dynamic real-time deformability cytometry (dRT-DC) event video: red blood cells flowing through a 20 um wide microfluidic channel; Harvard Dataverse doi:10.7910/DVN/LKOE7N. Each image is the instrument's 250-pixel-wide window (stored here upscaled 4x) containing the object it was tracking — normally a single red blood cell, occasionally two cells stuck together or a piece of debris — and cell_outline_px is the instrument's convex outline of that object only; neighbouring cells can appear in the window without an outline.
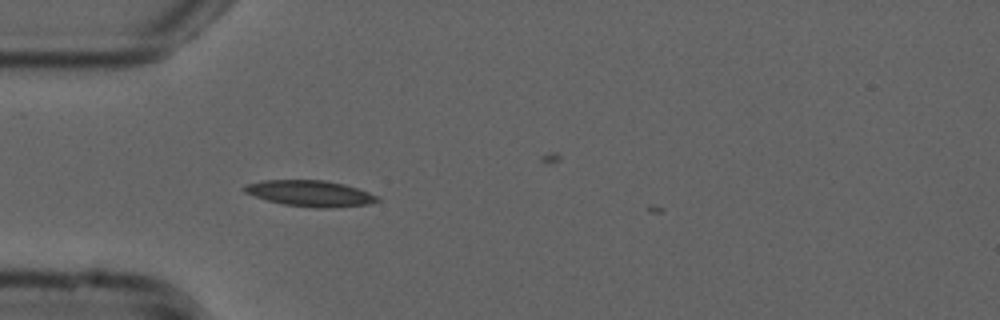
{"species": "common noctule bat (a hibernating species)", "species_latin": "Nyctalus noctula", "temperature_condition": "cold", "stored_images_in_passage": 23, "camera_frame_rate_fps": 3000, "um_per_image_px": 0.085, "animal": {"sex": "male", "forearm_length_mm": 52.5}, "frame": {"image": 1, "passage_image": 1, "time_ms": 0.0, "image_size_px": [1000, 320], "cell_outline_px": [[380, 200], [368, 204], [328, 208], [316, 208], [284, 204], [268, 200], [244, 192], [240, 188], [244, 184], [264, 180], [324, 180], [344, 184], [368, 192], [376, 196]], "centroid_in_image_um": [26.31, 16.43], "position_along_channel_um": 58.7, "area_um2": 20.0}}
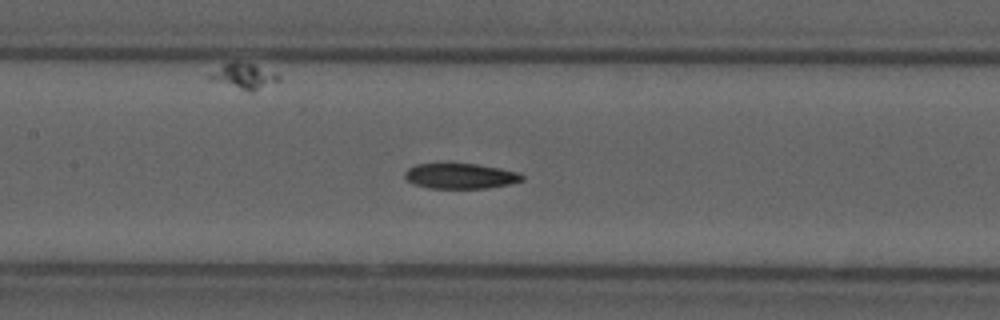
{"frame": {"image": 2, "passage_image": 10, "time_ms": 3.0, "image_size_px": [1000, 320], "cell_outline_px": [[524, 180], [508, 184], [488, 188], [432, 188], [412, 184], [404, 176], [404, 172], [408, 168], [416, 164], [476, 164], [500, 168], [520, 172], [524, 176]], "centroid_in_image_um": [39.15, 14.96], "position_along_channel_um": 168.3, "area_um2": 17.28}}
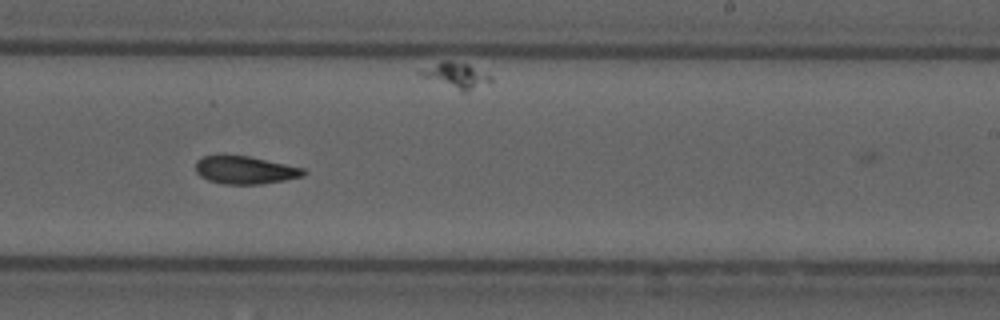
{"frame": {"image": 3, "passage_image": 18, "time_ms": 5.667, "image_size_px": [1000, 320], "cell_outline_px": [[308, 172], [304, 176], [284, 180], [260, 184], [224, 184], [208, 180], [200, 176], [196, 172], [196, 160], [204, 156], [248, 156], [304, 168]], "centroid_in_image_um": [20.85, 14.46], "position_along_channel_um": 268.2, "area_um2": 17.34}}